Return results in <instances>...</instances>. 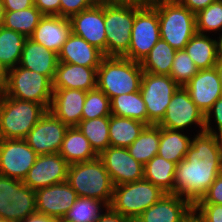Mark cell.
<instances>
[{
  "instance_id": "836d02e7",
  "label": "cell",
  "mask_w": 222,
  "mask_h": 222,
  "mask_svg": "<svg viewBox=\"0 0 222 222\" xmlns=\"http://www.w3.org/2000/svg\"><path fill=\"white\" fill-rule=\"evenodd\" d=\"M160 142V126H146L138 138L127 147L130 155L142 165H145L158 153Z\"/></svg>"
},
{
  "instance_id": "4fadbf2b",
  "label": "cell",
  "mask_w": 222,
  "mask_h": 222,
  "mask_svg": "<svg viewBox=\"0 0 222 222\" xmlns=\"http://www.w3.org/2000/svg\"><path fill=\"white\" fill-rule=\"evenodd\" d=\"M38 154L24 139H0V174L22 180Z\"/></svg>"
},
{
  "instance_id": "6f0895ef",
  "label": "cell",
  "mask_w": 222,
  "mask_h": 222,
  "mask_svg": "<svg viewBox=\"0 0 222 222\" xmlns=\"http://www.w3.org/2000/svg\"><path fill=\"white\" fill-rule=\"evenodd\" d=\"M6 72L0 67V86L2 85Z\"/></svg>"
},
{
  "instance_id": "ffe728a7",
  "label": "cell",
  "mask_w": 222,
  "mask_h": 222,
  "mask_svg": "<svg viewBox=\"0 0 222 222\" xmlns=\"http://www.w3.org/2000/svg\"><path fill=\"white\" fill-rule=\"evenodd\" d=\"M193 214V204L180 196L164 194L134 222H185Z\"/></svg>"
},
{
  "instance_id": "ee69618b",
  "label": "cell",
  "mask_w": 222,
  "mask_h": 222,
  "mask_svg": "<svg viewBox=\"0 0 222 222\" xmlns=\"http://www.w3.org/2000/svg\"><path fill=\"white\" fill-rule=\"evenodd\" d=\"M196 203L222 205V173L216 177L207 192Z\"/></svg>"
},
{
  "instance_id": "db71d44e",
  "label": "cell",
  "mask_w": 222,
  "mask_h": 222,
  "mask_svg": "<svg viewBox=\"0 0 222 222\" xmlns=\"http://www.w3.org/2000/svg\"><path fill=\"white\" fill-rule=\"evenodd\" d=\"M216 67L219 70L220 77H221V80H222V52L219 54Z\"/></svg>"
},
{
  "instance_id": "681fc988",
  "label": "cell",
  "mask_w": 222,
  "mask_h": 222,
  "mask_svg": "<svg viewBox=\"0 0 222 222\" xmlns=\"http://www.w3.org/2000/svg\"><path fill=\"white\" fill-rule=\"evenodd\" d=\"M21 222H57V218L48 217L42 214H33Z\"/></svg>"
},
{
  "instance_id": "74e56055",
  "label": "cell",
  "mask_w": 222,
  "mask_h": 222,
  "mask_svg": "<svg viewBox=\"0 0 222 222\" xmlns=\"http://www.w3.org/2000/svg\"><path fill=\"white\" fill-rule=\"evenodd\" d=\"M196 31L206 35L207 32L222 31V0L214 1L196 14ZM219 35L221 39L222 33Z\"/></svg>"
},
{
  "instance_id": "277c9868",
  "label": "cell",
  "mask_w": 222,
  "mask_h": 222,
  "mask_svg": "<svg viewBox=\"0 0 222 222\" xmlns=\"http://www.w3.org/2000/svg\"><path fill=\"white\" fill-rule=\"evenodd\" d=\"M46 112L42 104L14 99L0 90V139H24Z\"/></svg>"
},
{
  "instance_id": "d590c367",
  "label": "cell",
  "mask_w": 222,
  "mask_h": 222,
  "mask_svg": "<svg viewBox=\"0 0 222 222\" xmlns=\"http://www.w3.org/2000/svg\"><path fill=\"white\" fill-rule=\"evenodd\" d=\"M77 127L98 155L110 146L109 116L81 120Z\"/></svg>"
},
{
  "instance_id": "f35d334b",
  "label": "cell",
  "mask_w": 222,
  "mask_h": 222,
  "mask_svg": "<svg viewBox=\"0 0 222 222\" xmlns=\"http://www.w3.org/2000/svg\"><path fill=\"white\" fill-rule=\"evenodd\" d=\"M110 115L111 103L106 94L97 88L87 91L81 120H90Z\"/></svg>"
},
{
  "instance_id": "7bdbcfd3",
  "label": "cell",
  "mask_w": 222,
  "mask_h": 222,
  "mask_svg": "<svg viewBox=\"0 0 222 222\" xmlns=\"http://www.w3.org/2000/svg\"><path fill=\"white\" fill-rule=\"evenodd\" d=\"M211 118H213L217 124V131H220L222 129V96L216 100L212 107L205 113V132L216 134L217 131L215 129L217 128H212V126H210V121H212Z\"/></svg>"
},
{
  "instance_id": "f907efd6",
  "label": "cell",
  "mask_w": 222,
  "mask_h": 222,
  "mask_svg": "<svg viewBox=\"0 0 222 222\" xmlns=\"http://www.w3.org/2000/svg\"><path fill=\"white\" fill-rule=\"evenodd\" d=\"M167 0H139V5L141 6H154L156 4H160Z\"/></svg>"
},
{
  "instance_id": "8fae6325",
  "label": "cell",
  "mask_w": 222,
  "mask_h": 222,
  "mask_svg": "<svg viewBox=\"0 0 222 222\" xmlns=\"http://www.w3.org/2000/svg\"><path fill=\"white\" fill-rule=\"evenodd\" d=\"M159 40L157 10L153 6H142L135 14L131 44L124 58L141 62Z\"/></svg>"
},
{
  "instance_id": "2e32d148",
  "label": "cell",
  "mask_w": 222,
  "mask_h": 222,
  "mask_svg": "<svg viewBox=\"0 0 222 222\" xmlns=\"http://www.w3.org/2000/svg\"><path fill=\"white\" fill-rule=\"evenodd\" d=\"M69 163L59 154L38 155L34 165L23 179L32 190L67 181Z\"/></svg>"
},
{
  "instance_id": "d6986e66",
  "label": "cell",
  "mask_w": 222,
  "mask_h": 222,
  "mask_svg": "<svg viewBox=\"0 0 222 222\" xmlns=\"http://www.w3.org/2000/svg\"><path fill=\"white\" fill-rule=\"evenodd\" d=\"M184 87L204 114L222 96V80L217 67L199 70Z\"/></svg>"
},
{
  "instance_id": "44dd1931",
  "label": "cell",
  "mask_w": 222,
  "mask_h": 222,
  "mask_svg": "<svg viewBox=\"0 0 222 222\" xmlns=\"http://www.w3.org/2000/svg\"><path fill=\"white\" fill-rule=\"evenodd\" d=\"M71 34L72 26L69 18L44 15L29 38L58 54Z\"/></svg>"
},
{
  "instance_id": "484cf974",
  "label": "cell",
  "mask_w": 222,
  "mask_h": 222,
  "mask_svg": "<svg viewBox=\"0 0 222 222\" xmlns=\"http://www.w3.org/2000/svg\"><path fill=\"white\" fill-rule=\"evenodd\" d=\"M184 50L199 70L214 68L221 53V39H212L209 35L196 33Z\"/></svg>"
},
{
  "instance_id": "7a4b0ae2",
  "label": "cell",
  "mask_w": 222,
  "mask_h": 222,
  "mask_svg": "<svg viewBox=\"0 0 222 222\" xmlns=\"http://www.w3.org/2000/svg\"><path fill=\"white\" fill-rule=\"evenodd\" d=\"M143 70L140 62L105 56L97 69L96 88L111 99L140 90Z\"/></svg>"
},
{
  "instance_id": "9c48e42d",
  "label": "cell",
  "mask_w": 222,
  "mask_h": 222,
  "mask_svg": "<svg viewBox=\"0 0 222 222\" xmlns=\"http://www.w3.org/2000/svg\"><path fill=\"white\" fill-rule=\"evenodd\" d=\"M37 213L35 190L22 180L0 174V217L21 222Z\"/></svg>"
},
{
  "instance_id": "f1b7e54d",
  "label": "cell",
  "mask_w": 222,
  "mask_h": 222,
  "mask_svg": "<svg viewBox=\"0 0 222 222\" xmlns=\"http://www.w3.org/2000/svg\"><path fill=\"white\" fill-rule=\"evenodd\" d=\"M147 125L126 117L109 116V138L110 146H130L141 134Z\"/></svg>"
},
{
  "instance_id": "4316f807",
  "label": "cell",
  "mask_w": 222,
  "mask_h": 222,
  "mask_svg": "<svg viewBox=\"0 0 222 222\" xmlns=\"http://www.w3.org/2000/svg\"><path fill=\"white\" fill-rule=\"evenodd\" d=\"M59 154L69 164L90 161L98 157V154L78 127L67 129Z\"/></svg>"
},
{
  "instance_id": "9f6ffc18",
  "label": "cell",
  "mask_w": 222,
  "mask_h": 222,
  "mask_svg": "<svg viewBox=\"0 0 222 222\" xmlns=\"http://www.w3.org/2000/svg\"><path fill=\"white\" fill-rule=\"evenodd\" d=\"M216 136H217V139H218V142H219V146L222 150V129L216 133Z\"/></svg>"
},
{
  "instance_id": "816d5d0a",
  "label": "cell",
  "mask_w": 222,
  "mask_h": 222,
  "mask_svg": "<svg viewBox=\"0 0 222 222\" xmlns=\"http://www.w3.org/2000/svg\"><path fill=\"white\" fill-rule=\"evenodd\" d=\"M105 2H114V3H129L139 5V0H101Z\"/></svg>"
},
{
  "instance_id": "3957f363",
  "label": "cell",
  "mask_w": 222,
  "mask_h": 222,
  "mask_svg": "<svg viewBox=\"0 0 222 222\" xmlns=\"http://www.w3.org/2000/svg\"><path fill=\"white\" fill-rule=\"evenodd\" d=\"M67 182L79 197L112 202L114 185L99 157L69 165Z\"/></svg>"
},
{
  "instance_id": "c3c4849f",
  "label": "cell",
  "mask_w": 222,
  "mask_h": 222,
  "mask_svg": "<svg viewBox=\"0 0 222 222\" xmlns=\"http://www.w3.org/2000/svg\"><path fill=\"white\" fill-rule=\"evenodd\" d=\"M96 222H133L131 219L114 212L110 207L99 216Z\"/></svg>"
},
{
  "instance_id": "e0dca14e",
  "label": "cell",
  "mask_w": 222,
  "mask_h": 222,
  "mask_svg": "<svg viewBox=\"0 0 222 222\" xmlns=\"http://www.w3.org/2000/svg\"><path fill=\"white\" fill-rule=\"evenodd\" d=\"M72 33L97 47L106 56V29L104 25V1L73 15L70 18Z\"/></svg>"
},
{
  "instance_id": "7c38bea8",
  "label": "cell",
  "mask_w": 222,
  "mask_h": 222,
  "mask_svg": "<svg viewBox=\"0 0 222 222\" xmlns=\"http://www.w3.org/2000/svg\"><path fill=\"white\" fill-rule=\"evenodd\" d=\"M196 124L200 133L205 131V114L191 100L185 87L179 86L167 106L162 121L158 124L162 128L183 131L185 128Z\"/></svg>"
},
{
  "instance_id": "30bf717a",
  "label": "cell",
  "mask_w": 222,
  "mask_h": 222,
  "mask_svg": "<svg viewBox=\"0 0 222 222\" xmlns=\"http://www.w3.org/2000/svg\"><path fill=\"white\" fill-rule=\"evenodd\" d=\"M179 85L169 75H155L143 71L140 92L148 114V125H158Z\"/></svg>"
},
{
  "instance_id": "f546056e",
  "label": "cell",
  "mask_w": 222,
  "mask_h": 222,
  "mask_svg": "<svg viewBox=\"0 0 222 222\" xmlns=\"http://www.w3.org/2000/svg\"><path fill=\"white\" fill-rule=\"evenodd\" d=\"M111 114L131 118L148 126V114L140 90L110 99Z\"/></svg>"
},
{
  "instance_id": "f5cc1de1",
  "label": "cell",
  "mask_w": 222,
  "mask_h": 222,
  "mask_svg": "<svg viewBox=\"0 0 222 222\" xmlns=\"http://www.w3.org/2000/svg\"><path fill=\"white\" fill-rule=\"evenodd\" d=\"M4 14H5L4 5H3L2 0H0V26H2L3 24Z\"/></svg>"
},
{
  "instance_id": "bcb514c9",
  "label": "cell",
  "mask_w": 222,
  "mask_h": 222,
  "mask_svg": "<svg viewBox=\"0 0 222 222\" xmlns=\"http://www.w3.org/2000/svg\"><path fill=\"white\" fill-rule=\"evenodd\" d=\"M5 11L24 10L34 6V0H2Z\"/></svg>"
},
{
  "instance_id": "6da1fadb",
  "label": "cell",
  "mask_w": 222,
  "mask_h": 222,
  "mask_svg": "<svg viewBox=\"0 0 222 222\" xmlns=\"http://www.w3.org/2000/svg\"><path fill=\"white\" fill-rule=\"evenodd\" d=\"M194 136L185 158L176 165L171 193L193 205L222 173V150L216 134L198 131Z\"/></svg>"
},
{
  "instance_id": "680465c9",
  "label": "cell",
  "mask_w": 222,
  "mask_h": 222,
  "mask_svg": "<svg viewBox=\"0 0 222 222\" xmlns=\"http://www.w3.org/2000/svg\"><path fill=\"white\" fill-rule=\"evenodd\" d=\"M57 222H69V221H66V220H64L63 218H58V219H57Z\"/></svg>"
},
{
  "instance_id": "e575fe53",
  "label": "cell",
  "mask_w": 222,
  "mask_h": 222,
  "mask_svg": "<svg viewBox=\"0 0 222 222\" xmlns=\"http://www.w3.org/2000/svg\"><path fill=\"white\" fill-rule=\"evenodd\" d=\"M43 16L35 6L18 11H5L2 26L29 38Z\"/></svg>"
},
{
  "instance_id": "4dcf8cb0",
  "label": "cell",
  "mask_w": 222,
  "mask_h": 222,
  "mask_svg": "<svg viewBox=\"0 0 222 222\" xmlns=\"http://www.w3.org/2000/svg\"><path fill=\"white\" fill-rule=\"evenodd\" d=\"M27 37L0 26V67L7 72L16 67Z\"/></svg>"
},
{
  "instance_id": "d4e9b609",
  "label": "cell",
  "mask_w": 222,
  "mask_h": 222,
  "mask_svg": "<svg viewBox=\"0 0 222 222\" xmlns=\"http://www.w3.org/2000/svg\"><path fill=\"white\" fill-rule=\"evenodd\" d=\"M104 54L85 39L74 35L69 36L58 53L59 62L71 63L85 67H99Z\"/></svg>"
},
{
  "instance_id": "8d00e7d4",
  "label": "cell",
  "mask_w": 222,
  "mask_h": 222,
  "mask_svg": "<svg viewBox=\"0 0 222 222\" xmlns=\"http://www.w3.org/2000/svg\"><path fill=\"white\" fill-rule=\"evenodd\" d=\"M110 206L102 200L78 197L63 219L69 222H96ZM104 208V209H103Z\"/></svg>"
},
{
  "instance_id": "60d3db41",
  "label": "cell",
  "mask_w": 222,
  "mask_h": 222,
  "mask_svg": "<svg viewBox=\"0 0 222 222\" xmlns=\"http://www.w3.org/2000/svg\"><path fill=\"white\" fill-rule=\"evenodd\" d=\"M193 213L202 222H222V205L212 203H195Z\"/></svg>"
},
{
  "instance_id": "5b68a950",
  "label": "cell",
  "mask_w": 222,
  "mask_h": 222,
  "mask_svg": "<svg viewBox=\"0 0 222 222\" xmlns=\"http://www.w3.org/2000/svg\"><path fill=\"white\" fill-rule=\"evenodd\" d=\"M153 7L158 13L160 39L175 50H184L197 33L196 14L178 0H167Z\"/></svg>"
},
{
  "instance_id": "83f0119b",
  "label": "cell",
  "mask_w": 222,
  "mask_h": 222,
  "mask_svg": "<svg viewBox=\"0 0 222 222\" xmlns=\"http://www.w3.org/2000/svg\"><path fill=\"white\" fill-rule=\"evenodd\" d=\"M181 132L184 131L160 127V142L157 155L176 164L182 161L191 145L192 137L190 138Z\"/></svg>"
},
{
  "instance_id": "91938a15",
  "label": "cell",
  "mask_w": 222,
  "mask_h": 222,
  "mask_svg": "<svg viewBox=\"0 0 222 222\" xmlns=\"http://www.w3.org/2000/svg\"><path fill=\"white\" fill-rule=\"evenodd\" d=\"M0 222H10V221H7L6 219L0 217Z\"/></svg>"
},
{
  "instance_id": "8992f818",
  "label": "cell",
  "mask_w": 222,
  "mask_h": 222,
  "mask_svg": "<svg viewBox=\"0 0 222 222\" xmlns=\"http://www.w3.org/2000/svg\"><path fill=\"white\" fill-rule=\"evenodd\" d=\"M141 7L104 1L107 57H124L128 53L135 14Z\"/></svg>"
},
{
  "instance_id": "1f68e13d",
  "label": "cell",
  "mask_w": 222,
  "mask_h": 222,
  "mask_svg": "<svg viewBox=\"0 0 222 222\" xmlns=\"http://www.w3.org/2000/svg\"><path fill=\"white\" fill-rule=\"evenodd\" d=\"M176 163L155 155L144 165V179L159 187L165 193L174 189Z\"/></svg>"
},
{
  "instance_id": "5bb4252c",
  "label": "cell",
  "mask_w": 222,
  "mask_h": 222,
  "mask_svg": "<svg viewBox=\"0 0 222 222\" xmlns=\"http://www.w3.org/2000/svg\"><path fill=\"white\" fill-rule=\"evenodd\" d=\"M68 128L47 110L24 140L38 155L59 153Z\"/></svg>"
},
{
  "instance_id": "f6af8a7d",
  "label": "cell",
  "mask_w": 222,
  "mask_h": 222,
  "mask_svg": "<svg viewBox=\"0 0 222 222\" xmlns=\"http://www.w3.org/2000/svg\"><path fill=\"white\" fill-rule=\"evenodd\" d=\"M34 6L43 15L60 16V0H34Z\"/></svg>"
},
{
  "instance_id": "7402d4cb",
  "label": "cell",
  "mask_w": 222,
  "mask_h": 222,
  "mask_svg": "<svg viewBox=\"0 0 222 222\" xmlns=\"http://www.w3.org/2000/svg\"><path fill=\"white\" fill-rule=\"evenodd\" d=\"M87 92L78 89H53L49 111L68 127H77L82 118Z\"/></svg>"
},
{
  "instance_id": "ba28073f",
  "label": "cell",
  "mask_w": 222,
  "mask_h": 222,
  "mask_svg": "<svg viewBox=\"0 0 222 222\" xmlns=\"http://www.w3.org/2000/svg\"><path fill=\"white\" fill-rule=\"evenodd\" d=\"M164 194L159 187L145 179L114 186L110 208L133 222Z\"/></svg>"
},
{
  "instance_id": "52a82bcc",
  "label": "cell",
  "mask_w": 222,
  "mask_h": 222,
  "mask_svg": "<svg viewBox=\"0 0 222 222\" xmlns=\"http://www.w3.org/2000/svg\"><path fill=\"white\" fill-rule=\"evenodd\" d=\"M1 91L14 99L42 104L48 110L53 82L46 75L17 65L6 72Z\"/></svg>"
},
{
  "instance_id": "603a6c76",
  "label": "cell",
  "mask_w": 222,
  "mask_h": 222,
  "mask_svg": "<svg viewBox=\"0 0 222 222\" xmlns=\"http://www.w3.org/2000/svg\"><path fill=\"white\" fill-rule=\"evenodd\" d=\"M98 67H85L59 62L53 80V89H78L90 91L96 89Z\"/></svg>"
},
{
  "instance_id": "9a60e30c",
  "label": "cell",
  "mask_w": 222,
  "mask_h": 222,
  "mask_svg": "<svg viewBox=\"0 0 222 222\" xmlns=\"http://www.w3.org/2000/svg\"><path fill=\"white\" fill-rule=\"evenodd\" d=\"M98 157L114 186L144 179V165L136 161L125 147L109 146Z\"/></svg>"
},
{
  "instance_id": "d6a6232c",
  "label": "cell",
  "mask_w": 222,
  "mask_h": 222,
  "mask_svg": "<svg viewBox=\"0 0 222 222\" xmlns=\"http://www.w3.org/2000/svg\"><path fill=\"white\" fill-rule=\"evenodd\" d=\"M176 54L166 41L160 39L140 62L143 71L155 75H169Z\"/></svg>"
},
{
  "instance_id": "7dc6e473",
  "label": "cell",
  "mask_w": 222,
  "mask_h": 222,
  "mask_svg": "<svg viewBox=\"0 0 222 222\" xmlns=\"http://www.w3.org/2000/svg\"><path fill=\"white\" fill-rule=\"evenodd\" d=\"M184 7L188 8L194 14L205 9L216 0H178Z\"/></svg>"
},
{
  "instance_id": "ab89813d",
  "label": "cell",
  "mask_w": 222,
  "mask_h": 222,
  "mask_svg": "<svg viewBox=\"0 0 222 222\" xmlns=\"http://www.w3.org/2000/svg\"><path fill=\"white\" fill-rule=\"evenodd\" d=\"M198 71L199 69L185 50H176L170 76L179 86L184 87Z\"/></svg>"
},
{
  "instance_id": "ac0fdd59",
  "label": "cell",
  "mask_w": 222,
  "mask_h": 222,
  "mask_svg": "<svg viewBox=\"0 0 222 222\" xmlns=\"http://www.w3.org/2000/svg\"><path fill=\"white\" fill-rule=\"evenodd\" d=\"M37 213L53 218H63L77 198L76 191L67 181L35 191Z\"/></svg>"
},
{
  "instance_id": "11a10c76",
  "label": "cell",
  "mask_w": 222,
  "mask_h": 222,
  "mask_svg": "<svg viewBox=\"0 0 222 222\" xmlns=\"http://www.w3.org/2000/svg\"><path fill=\"white\" fill-rule=\"evenodd\" d=\"M185 222H202L194 213Z\"/></svg>"
},
{
  "instance_id": "cb8c5ba5",
  "label": "cell",
  "mask_w": 222,
  "mask_h": 222,
  "mask_svg": "<svg viewBox=\"0 0 222 222\" xmlns=\"http://www.w3.org/2000/svg\"><path fill=\"white\" fill-rule=\"evenodd\" d=\"M58 63L57 53L27 38L18 65L46 75L53 82Z\"/></svg>"
},
{
  "instance_id": "b9f144b4",
  "label": "cell",
  "mask_w": 222,
  "mask_h": 222,
  "mask_svg": "<svg viewBox=\"0 0 222 222\" xmlns=\"http://www.w3.org/2000/svg\"><path fill=\"white\" fill-rule=\"evenodd\" d=\"M101 0H60V16L71 18L73 15L92 7Z\"/></svg>"
}]
</instances>
